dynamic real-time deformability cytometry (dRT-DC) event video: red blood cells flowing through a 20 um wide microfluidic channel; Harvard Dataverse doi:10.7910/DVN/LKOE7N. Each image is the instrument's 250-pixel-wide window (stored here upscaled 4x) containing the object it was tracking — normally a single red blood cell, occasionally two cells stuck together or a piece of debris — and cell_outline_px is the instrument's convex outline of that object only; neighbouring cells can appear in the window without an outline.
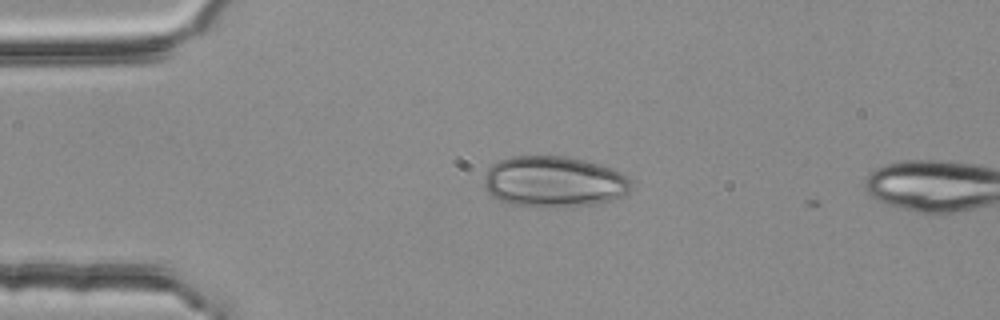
{"species": "common noctule bat (a hibernating species)", "species_latin": "Nyctalus noctula", "temperature_condition": "room temperature", "stored_images_in_passage": 2, "camera_frame_rate_fps": 3000, "um_per_image_px": 0.085, "animal": {"sex": "female", "body_mass_g": 25.1}, "frame": {"image": 1, "passage_image": 1, "time_ms": 0.0, "image_size_px": [1000, 320], "cell_outline_px": [[632, 184], [628, 192], [624, 196], [612, 200], [596, 204], [572, 208], [532, 208], [512, 204], [500, 200], [492, 196], [484, 188], [484, 176], [488, 168], [492, 164], [500, 160], [512, 156], [564, 156], [584, 160], [600, 164], [612, 168], [620, 172], [632, 180]], "centroid_in_image_um": [47.09, 15.48], "position_along_channel_um": 37.9, "area_um2": 44.74}}